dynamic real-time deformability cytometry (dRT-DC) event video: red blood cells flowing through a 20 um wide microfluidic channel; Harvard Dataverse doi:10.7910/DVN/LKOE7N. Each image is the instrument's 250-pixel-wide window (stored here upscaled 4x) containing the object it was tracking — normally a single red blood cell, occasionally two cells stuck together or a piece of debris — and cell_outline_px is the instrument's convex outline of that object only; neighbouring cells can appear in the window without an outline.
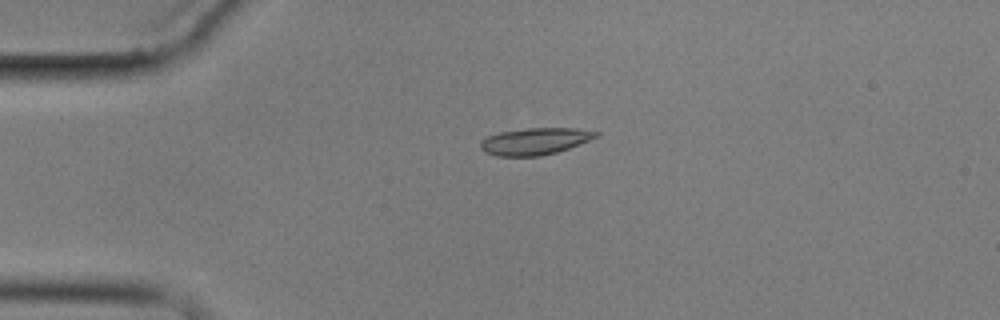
{"species": "common noctule bat (a hibernating species)", "species_latin": "Nyctalus noctula", "temperature_condition": "cold", "stored_images_in_passage": 4, "camera_frame_rate_fps": 3000, "um_per_image_px": 0.085, "animal": {"sex": "male", "body_mass_g": 17.9}, "frame": {"image": 1, "passage_image": 3, "time_ms": 3.333, "image_size_px": [1000, 320], "cell_outline_px": [[600, 136], [580, 144], [556, 152], [540, 156], [496, 156], [484, 152], [480, 148], [480, 140], [488, 136], [500, 132], [528, 128], [576, 128], [600, 132]], "centroid_in_image_um": [45.47, 12.01], "position_along_channel_um": 39.5, "area_um2": 18.15}}